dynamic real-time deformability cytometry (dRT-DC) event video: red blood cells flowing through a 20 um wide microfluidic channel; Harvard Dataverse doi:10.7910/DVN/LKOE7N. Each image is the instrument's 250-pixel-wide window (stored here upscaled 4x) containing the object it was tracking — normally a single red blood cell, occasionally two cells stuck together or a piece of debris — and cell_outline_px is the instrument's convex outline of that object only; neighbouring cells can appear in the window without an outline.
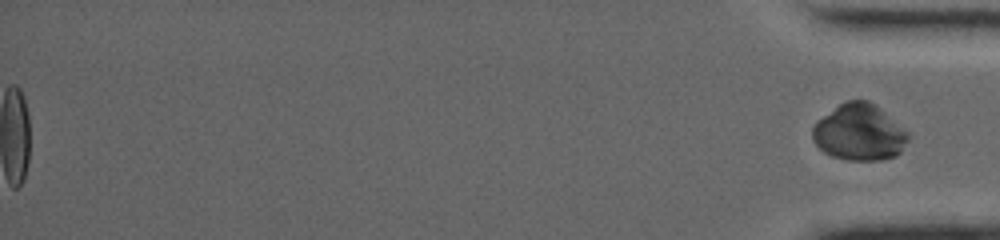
{"species": "common noctule bat (a hibernating species)", "species_latin": "Nyctalus noctula", "temperature_condition": "warm", "stored_images_in_passage": 36, "segment_of_instrument_passage": [2, 2], "camera_frame_rate_fps": 5000, "um_per_image_px": 0.085, "animal": {"sex": "female", "body_mass_g": 19.0, "forearm_length_mm": 53.3}, "frame": {"image": 1, "passage_image": 36, "time_ms": 16.2, "image_size_px": [1000, 240], "cell_outline_px": [[912, 136], [900, 152], [896, 156], [880, 160], [848, 160], [832, 156], [824, 152], [812, 140], [812, 128], [816, 120], [844, 100], [868, 100], [908, 132]], "centroid_in_image_um": [73.02, 11.26], "position_along_channel_um": 362.2, "area_um2": 31.44}}